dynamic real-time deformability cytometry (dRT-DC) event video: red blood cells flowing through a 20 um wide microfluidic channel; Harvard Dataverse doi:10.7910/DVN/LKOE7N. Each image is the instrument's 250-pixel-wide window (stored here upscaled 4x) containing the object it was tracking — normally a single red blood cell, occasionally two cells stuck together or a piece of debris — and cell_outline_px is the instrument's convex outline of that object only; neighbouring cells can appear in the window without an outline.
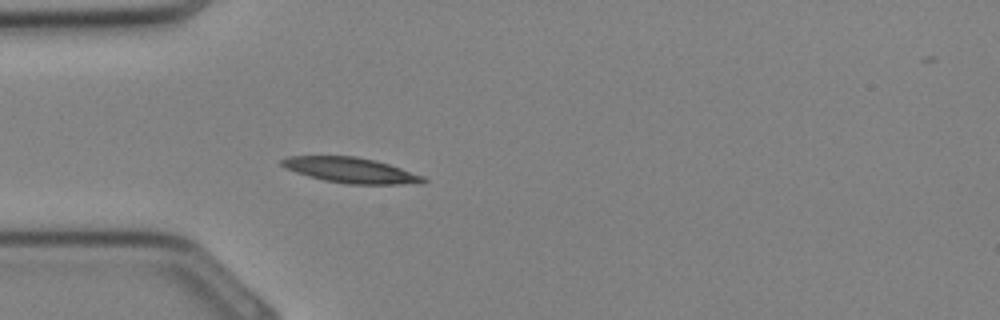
{"species": "Egyptian fruit bat (a non-hibernating species)", "species_latin": "Rousettus aegyptiacus", "temperature_condition": "cold", "stored_images_in_passage": 20, "camera_frame_rate_fps": 3000, "um_per_image_px": 0.085, "animal": {"sex": "female"}, "frame": {"image": 1, "passage_image": 3, "time_ms": 0.667, "image_size_px": [1000, 320], "cell_outline_px": [[428, 180], [400, 184], [348, 184], [324, 180], [296, 172], [280, 164], [280, 160], [288, 156], [356, 156], [376, 160], [424, 176]], "centroid_in_image_um": [29.78, 14.45], "position_along_channel_um": 55.2, "area_um2": 20.52}}
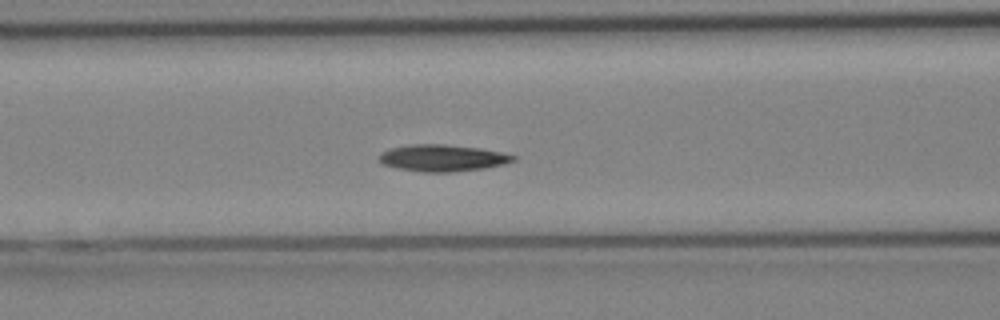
{"frame": {"image": 2, "passage_image": 7, "time_ms": 2.0, "image_size_px": [1000, 320], "cell_outline_px": [[516, 160], [504, 164], [484, 168], [452, 172], [420, 172], [400, 168], [384, 164], [380, 160], [380, 156], [384, 152], [392, 148], [412, 144], [444, 144], [476, 148], [500, 152], [516, 156]], "centroid_in_image_um": [37.65, 13.43], "position_along_channel_um": 128.9, "area_um2": 20.46}}
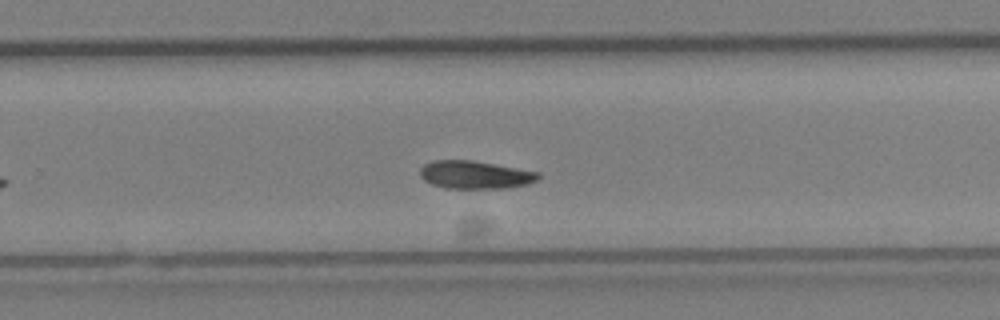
{"frame": {"image": 3, "passage_image": 15, "time_ms": 4.667, "image_size_px": [1000, 320], "cell_outline_px": [[540, 176], [536, 180], [528, 184], [504, 188], [444, 188], [432, 184], [424, 180], [420, 176], [420, 168], [424, 164], [432, 160], [472, 160], [540, 172]], "centroid_in_image_um": [40.36, 14.85], "position_along_channel_um": 289.4, "area_um2": 19.25}}